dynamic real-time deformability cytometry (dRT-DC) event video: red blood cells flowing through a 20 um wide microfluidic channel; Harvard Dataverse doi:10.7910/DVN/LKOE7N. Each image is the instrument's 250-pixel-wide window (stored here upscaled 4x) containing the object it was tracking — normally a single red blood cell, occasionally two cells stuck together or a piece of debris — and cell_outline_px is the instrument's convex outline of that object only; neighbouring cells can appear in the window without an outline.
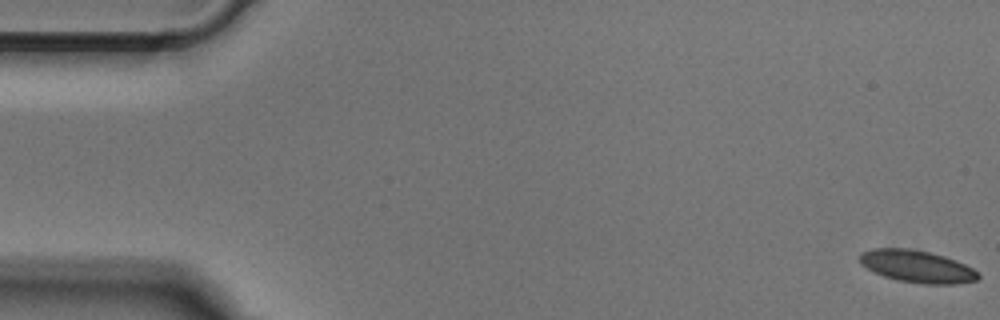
{"species": "Egyptian fruit bat (a non-hibernating species)", "species_latin": "Rousettus aegyptiacus", "temperature_condition": "cold", "stored_images_in_passage": 51, "camera_frame_rate_fps": 3000, "um_per_image_px": 0.085, "animal": {"sex": "male"}, "frame": {"image": 1, "passage_image": 1, "time_ms": 0.0, "image_size_px": [1000, 320], "cell_outline_px": [[980, 276], [976, 280], [952, 284], [924, 284], [896, 280], [884, 276], [860, 264], [860, 252], [872, 248], [912, 248], [944, 256], [964, 264], [972, 268]], "centroid_in_image_um": [77.91, 22.63], "position_along_channel_um": 7.1, "area_um2": 22.08}}
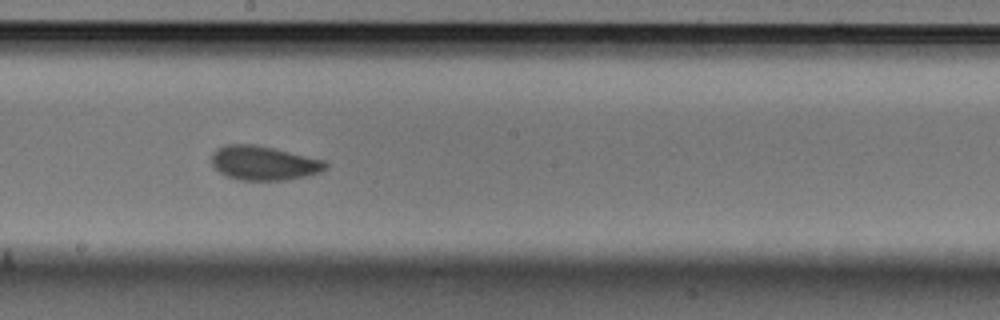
{"frame": {"image": 2, "passage_image": 28, "time_ms": 9.0, "image_size_px": [1000, 320], "cell_outline_px": [[328, 168], [320, 172], [308, 176], [284, 180], [240, 180], [224, 176], [212, 164], [212, 152], [216, 148], [224, 144], [256, 144], [324, 160], [328, 164]], "centroid_in_image_um": [22.41, 13.86], "position_along_channel_um": 225.8, "area_um2": 22.89}}
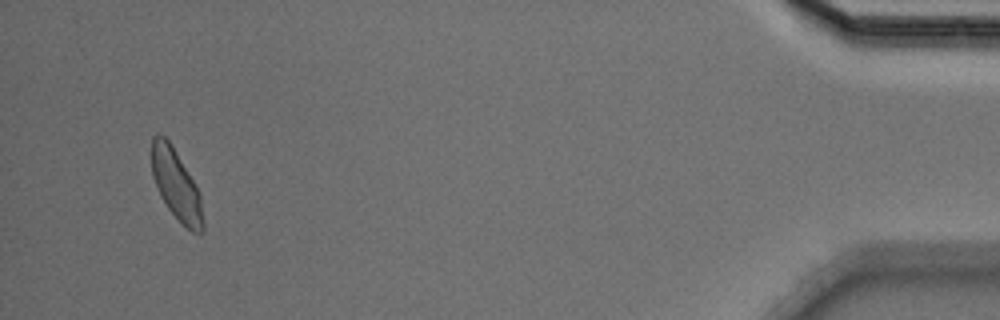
{"frame": {"image": 3, "passage_image": 49, "time_ms": 16.0, "image_size_px": [1000, 320], "cell_outline_px": [[204, 232], [192, 232], [180, 224], [168, 208], [160, 196], [152, 176], [152, 136], [156, 132], [160, 132], [168, 140], [200, 192], [204, 224]], "centroid_in_image_um": [14.97, 15.74], "position_along_channel_um": 420.2, "area_um2": 21.1}}